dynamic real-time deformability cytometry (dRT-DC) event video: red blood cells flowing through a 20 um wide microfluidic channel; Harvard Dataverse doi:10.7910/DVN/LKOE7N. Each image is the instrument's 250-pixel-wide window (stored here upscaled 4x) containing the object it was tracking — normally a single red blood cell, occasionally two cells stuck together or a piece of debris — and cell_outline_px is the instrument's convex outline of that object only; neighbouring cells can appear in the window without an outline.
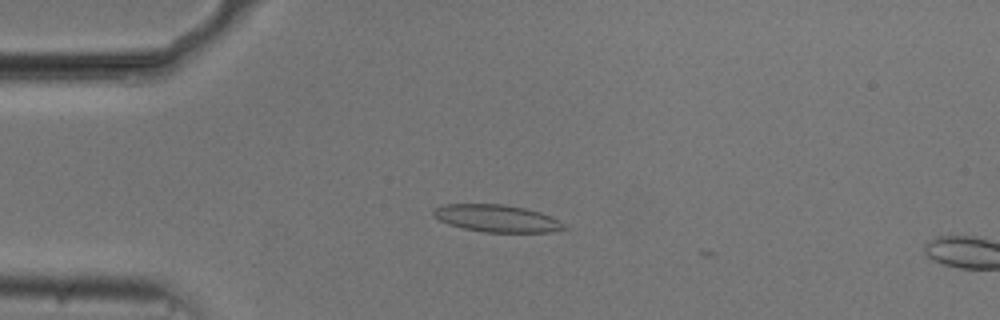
{"species": "common noctule bat (a hibernating species)", "species_latin": "Nyctalus noctula", "temperature_condition": "cold", "stored_images_in_passage": 14, "camera_frame_rate_fps": 3000, "um_per_image_px": 0.085, "animal": {"sex": "male", "body_mass_g": 20.5, "forearm_length_mm": 52.5}, "frame": {"image": 1, "passage_image": 13, "time_ms": 4.0, "image_size_px": [1000, 320], "cell_outline_px": [[568, 228], [552, 232], [484, 232], [464, 228], [448, 224], [432, 216], [432, 212], [440, 204], [504, 204], [524, 208], [540, 212], [552, 216], [560, 220]], "centroid_in_image_um": [42.24, 18.56], "position_along_channel_um": 42.8, "area_um2": 20.87}}